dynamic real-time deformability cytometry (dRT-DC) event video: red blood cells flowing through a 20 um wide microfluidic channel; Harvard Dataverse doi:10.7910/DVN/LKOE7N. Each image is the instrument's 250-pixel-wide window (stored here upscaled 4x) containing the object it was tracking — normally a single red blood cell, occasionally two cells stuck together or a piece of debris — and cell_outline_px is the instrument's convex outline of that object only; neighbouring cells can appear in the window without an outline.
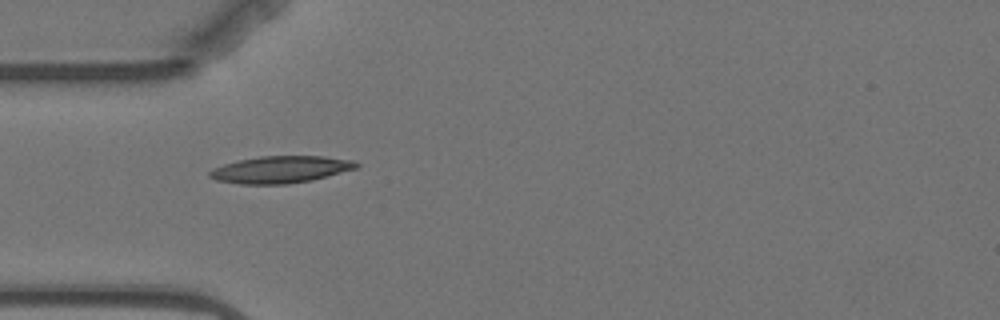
{"species": "Egyptian fruit bat (a non-hibernating species)", "species_latin": "Rousettus aegyptiacus", "temperature_condition": "warm", "stored_images_in_passage": 1, "camera_frame_rate_fps": 3000, "um_per_image_px": 0.085, "animal": {"sex": "female"}, "frame": {"image": 1, "passage_image": 1, "time_ms": 0.0, "image_size_px": [1000, 320], "cell_outline_px": [[360, 164], [356, 168], [312, 180], [288, 184], [240, 184], [216, 180], [208, 176], [208, 172], [212, 168], [224, 164], [240, 160], [260, 156], [324, 156], [352, 160]], "centroid_in_image_um": [23.82, 14.41], "position_along_channel_um": 61.2, "area_um2": 23.0}}